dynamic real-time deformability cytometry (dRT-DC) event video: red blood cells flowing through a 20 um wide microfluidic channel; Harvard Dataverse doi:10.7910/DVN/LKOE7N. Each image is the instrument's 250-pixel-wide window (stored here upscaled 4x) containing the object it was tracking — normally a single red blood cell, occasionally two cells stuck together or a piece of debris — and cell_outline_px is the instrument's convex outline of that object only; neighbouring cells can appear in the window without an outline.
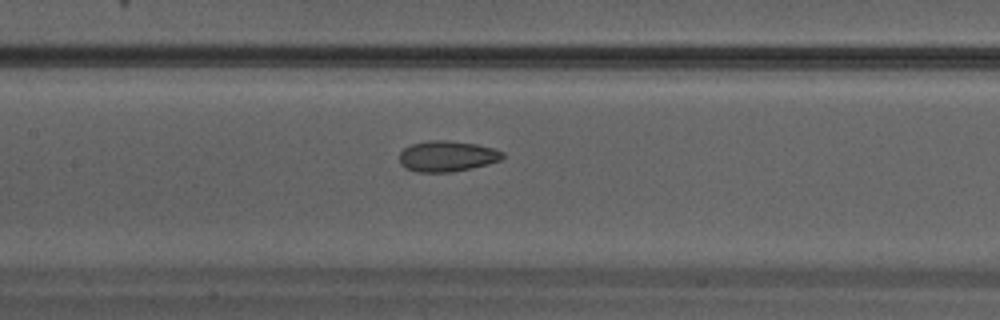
{"species": "Egyptian fruit bat (a non-hibernating species)", "species_latin": "Rousettus aegyptiacus", "temperature_condition": "warm", "stored_images_in_passage": 26, "camera_frame_rate_fps": 3000, "um_per_image_px": 0.085, "animal": {"sex": "male"}, "frame": {"image": 1, "passage_image": 8, "time_ms": 2.333, "image_size_px": [1000, 320], "cell_outline_px": [[504, 156], [500, 160], [488, 164], [472, 168], [452, 172], [416, 172], [404, 168], [400, 164], [400, 152], [404, 148], [412, 144], [428, 140], [444, 140], [476, 144], [492, 148], [504, 152]], "centroid_in_image_um": [37.98, 13.28], "position_along_channel_um": 169.4, "area_um2": 18.55}}